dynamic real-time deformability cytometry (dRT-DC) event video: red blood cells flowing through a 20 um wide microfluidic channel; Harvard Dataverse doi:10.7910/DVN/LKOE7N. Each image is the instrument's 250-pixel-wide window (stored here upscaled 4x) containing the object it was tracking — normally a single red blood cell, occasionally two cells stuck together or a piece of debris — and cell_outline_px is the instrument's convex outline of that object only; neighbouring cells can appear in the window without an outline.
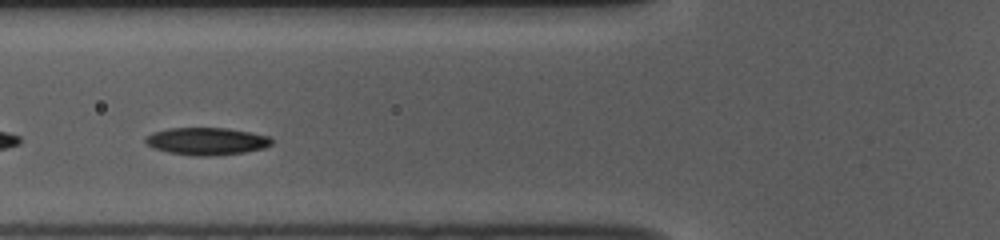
{"species": "common noctule bat (a hibernating species)", "species_latin": "Nyctalus noctula", "temperature_condition": "room temperature", "stored_images_in_passage": 35, "camera_frame_rate_fps": 3000, "um_per_image_px": 0.085, "animal": {"sex": "female", "body_mass_g": 10.0, "forearm_length_mm": 53.1}, "frame": {"image": 1, "passage_image": 9, "time_ms": 2.667, "image_size_px": [1000, 240], "cell_outline_px": [[272, 144], [264, 148], [244, 152], [212, 156], [196, 156], [168, 152], [156, 148], [148, 144], [144, 140], [144, 136], [152, 132], [168, 128], [228, 128], [252, 132], [272, 136]], "centroid_in_image_um": [17.59, 11.99], "position_along_channel_um": 108.2, "area_um2": 20.29}}
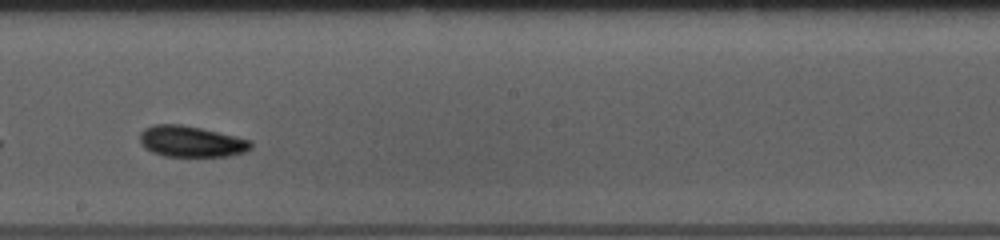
{"frame": {"image": 2, "passage_image": 19, "time_ms": 6.0, "image_size_px": [1000, 240], "cell_outline_px": [[252, 148], [244, 152], [228, 156], [164, 156], [152, 152], [144, 148], [140, 140], [140, 132], [144, 128], [156, 124], [180, 124], [200, 128], [236, 136], [252, 140]], "centroid_in_image_um": [16.25, 12.02], "position_along_channel_um": 232.0, "area_um2": 20.11}}
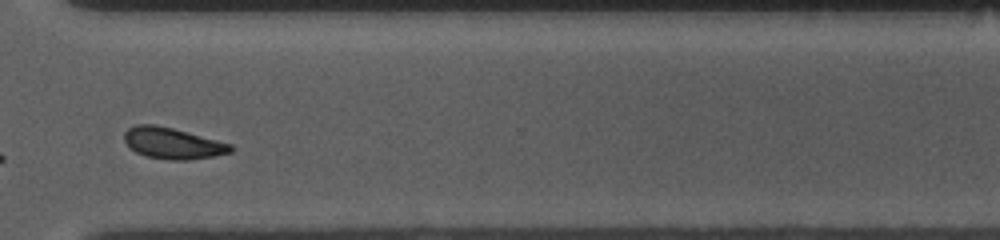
{"frame": {"image": 3, "passage_image": 29, "time_ms": 9.333, "image_size_px": [1000, 240], "cell_outline_px": [[232, 152], [216, 156], [188, 160], [168, 160], [148, 156], [136, 152], [124, 140], [124, 132], [128, 128], [136, 124], [156, 124], [172, 128], [232, 144]], "centroid_in_image_um": [14.68, 12.17], "position_along_channel_um": 355.9, "area_um2": 19.25}, "authors_computed_cell_mechanics": {"area_um2": 19.5942, "velocity_mm_per_s": 3.7144, "shape_relaxation_time_tau1_ms": 1.8583, "shape_relaxation_time_tau2_ms": 6.9534, "deformation_change_tau1": 0.1, "deformation_change_tau2": 0.1407}}